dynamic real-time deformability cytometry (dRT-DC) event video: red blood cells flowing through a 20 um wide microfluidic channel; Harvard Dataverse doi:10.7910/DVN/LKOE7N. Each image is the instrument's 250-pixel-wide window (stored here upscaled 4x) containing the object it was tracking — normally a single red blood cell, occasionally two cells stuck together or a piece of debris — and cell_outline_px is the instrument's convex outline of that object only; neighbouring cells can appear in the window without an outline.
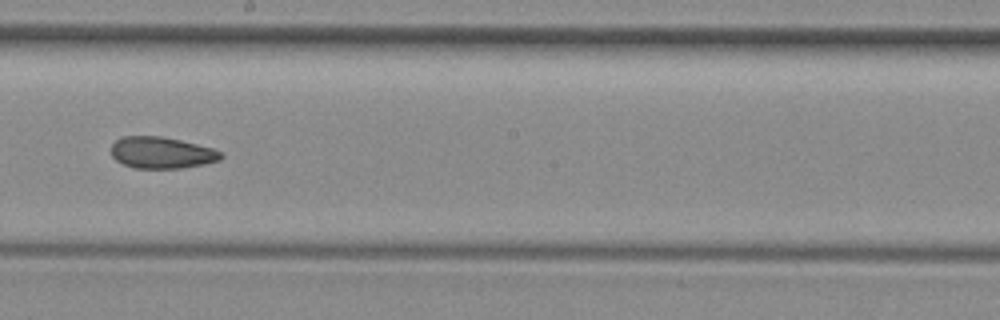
{"species": "common noctule bat (a hibernating species)", "species_latin": "Nyctalus noctula", "temperature_condition": "room temperature", "stored_images_in_passage": 49, "camera_frame_rate_fps": 3000, "um_per_image_px": 0.085, "animal": {"sex": "female", "body_mass_g": 29.2, "forearm_length_mm": 56.3}, "frame": {"image": 1, "passage_image": 28, "time_ms": 9.0, "image_size_px": [1000, 320], "cell_outline_px": [[224, 156], [220, 160], [204, 164], [180, 168], [136, 168], [124, 164], [116, 160], [112, 156], [112, 144], [116, 140], [124, 136], [160, 136], [180, 140], [212, 148], [220, 152]], "centroid_in_image_um": [13.74, 12.98], "position_along_channel_um": 234.5, "area_um2": 20.0}, "authors_computed_cell_mechanics": {"area_um2": 21.097, "velocity_mm_per_s": 3.9694, "shape_relaxation_time_tau1_ms": null, "shape_relaxation_time_tau2_ms": 3.8848, "deformation_change_tau1": null, "deformation_change_tau2": 0.1039}}